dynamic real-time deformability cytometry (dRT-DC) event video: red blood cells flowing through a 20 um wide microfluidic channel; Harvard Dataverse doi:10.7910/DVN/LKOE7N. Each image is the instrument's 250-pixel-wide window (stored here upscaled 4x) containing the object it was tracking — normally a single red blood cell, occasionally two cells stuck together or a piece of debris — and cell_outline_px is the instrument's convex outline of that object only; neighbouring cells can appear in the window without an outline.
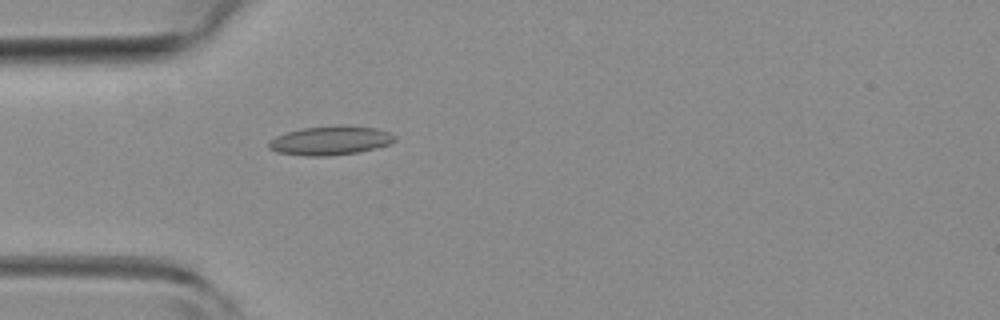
{"species": "common noctule bat (a hibernating species)", "species_latin": "Nyctalus noctula", "temperature_condition": "room temperature", "stored_images_in_passage": 52, "camera_frame_rate_fps": 3000, "um_per_image_px": 0.085, "animal": {"sex": "female", "body_mass_g": 19.3, "forearm_length_mm": 54.1}, "frame": {"image": 1, "passage_image": 15, "time_ms": 4.667, "image_size_px": [1000, 320], "cell_outline_px": [[396, 140], [388, 144], [360, 152], [328, 156], [304, 156], [276, 152], [268, 148], [268, 140], [276, 136], [288, 132], [304, 128], [332, 124], [352, 124], [376, 128], [388, 132], [396, 136]], "centroid_in_image_um": [28.08, 11.93], "position_along_channel_um": 56.9, "area_um2": 21.73}}
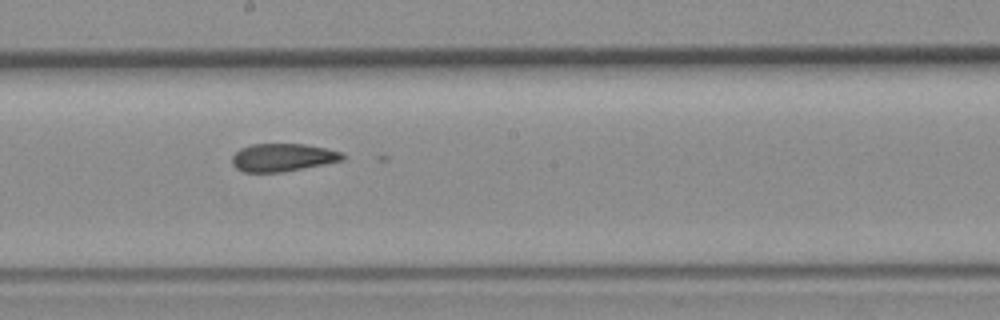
{"frame": {"image": 2, "passage_image": 28, "time_ms": 9.0, "image_size_px": [1000, 320], "cell_outline_px": [[344, 160], [284, 172], [244, 172], [236, 168], [232, 164], [232, 156], [240, 148], [252, 144], [304, 144], [324, 148], [340, 152], [344, 156]], "centroid_in_image_um": [24.0, 13.39], "position_along_channel_um": 224.2, "area_um2": 17.86}}
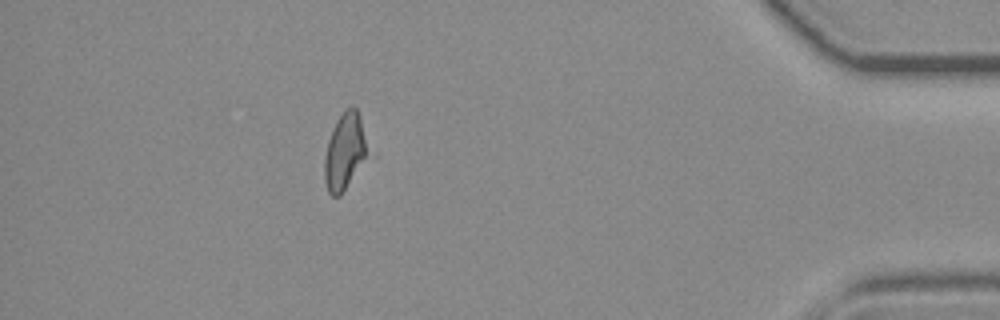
{"frame": {"image": 3, "passage_image": 46, "time_ms": 15.0, "image_size_px": [1000, 320], "cell_outline_px": [[368, 152], [340, 196], [332, 196], [328, 192], [324, 180], [324, 160], [328, 140], [332, 128], [336, 120], [352, 104], [356, 108], [360, 116]], "centroid_in_image_um": [29.26, 12.86], "position_along_channel_um": 405.9, "area_um2": 18.73}}